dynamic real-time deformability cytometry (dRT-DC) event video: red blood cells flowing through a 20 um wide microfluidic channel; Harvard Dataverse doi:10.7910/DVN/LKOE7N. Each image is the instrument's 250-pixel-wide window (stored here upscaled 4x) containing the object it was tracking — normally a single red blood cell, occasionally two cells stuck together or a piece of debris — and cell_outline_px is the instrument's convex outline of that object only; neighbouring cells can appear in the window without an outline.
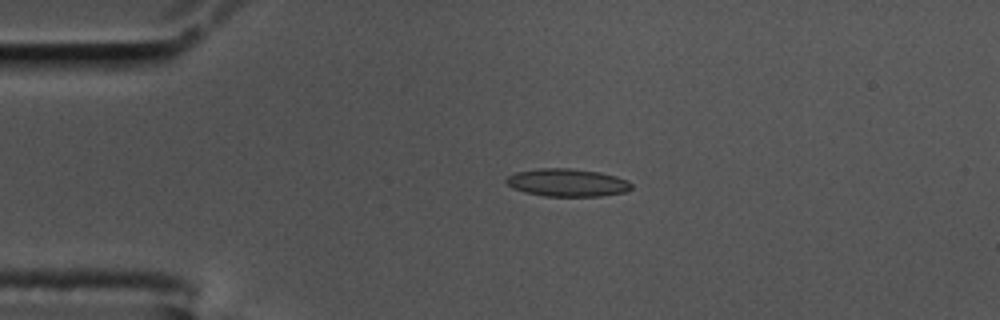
{"species": "common noctule bat (a hibernating species)", "species_latin": "Nyctalus noctula", "temperature_condition": "cold", "stored_images_in_passage": 46, "segment_of_instrument_passage": [1, 2], "camera_frame_rate_fps": 3000, "um_per_image_px": 0.085, "animal": {"sex": "male", "body_mass_g": 17.5, "forearm_length_mm": 52.3}, "frame": {"image": 1, "passage_image": 1, "time_ms": 0.0, "image_size_px": [1000, 320], "cell_outline_px": [[632, 188], [628, 192], [600, 196], [544, 196], [524, 192], [512, 188], [504, 180], [508, 176], [516, 172], [536, 168], [572, 168], [600, 172], [616, 176], [628, 180], [632, 184]], "centroid_in_image_um": [48.23, 15.52], "position_along_channel_um": 36.8, "area_um2": 20.52}}
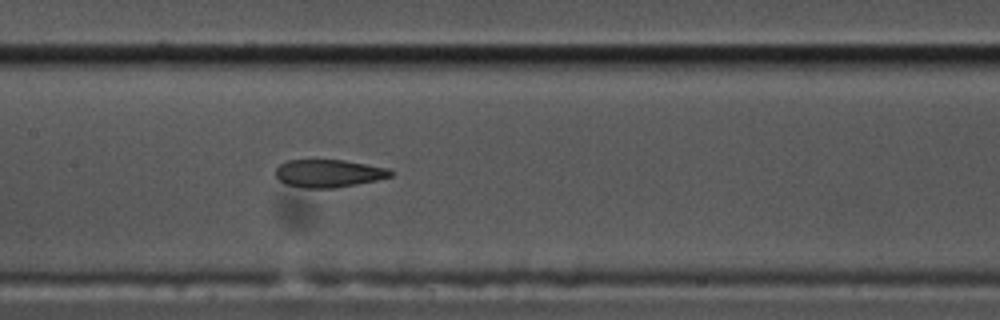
{"frame": {"image": 2, "passage_image": 16, "time_ms": 5.0, "image_size_px": [1000, 320], "cell_outline_px": [[396, 172], [392, 176], [376, 180], [336, 188], [304, 188], [284, 184], [276, 176], [276, 168], [280, 164], [288, 160], [344, 160], [388, 168]], "centroid_in_image_um": [27.95, 14.74], "position_along_channel_um": 179.5, "area_um2": 18.67}}
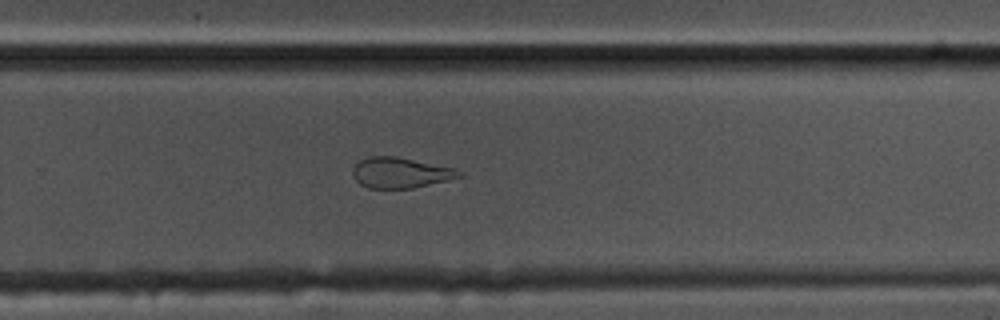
{"frame": {"image": 3, "passage_image": 26, "time_ms": 8.333, "image_size_px": [1000, 320], "cell_outline_px": [[464, 176], [448, 180], [412, 188], [368, 188], [360, 184], [352, 176], [352, 168], [360, 160], [368, 156], [392, 156], [456, 168], [464, 172]], "centroid_in_image_um": [34.04, 14.68], "position_along_channel_um": 295.8, "area_um2": 18.96}}